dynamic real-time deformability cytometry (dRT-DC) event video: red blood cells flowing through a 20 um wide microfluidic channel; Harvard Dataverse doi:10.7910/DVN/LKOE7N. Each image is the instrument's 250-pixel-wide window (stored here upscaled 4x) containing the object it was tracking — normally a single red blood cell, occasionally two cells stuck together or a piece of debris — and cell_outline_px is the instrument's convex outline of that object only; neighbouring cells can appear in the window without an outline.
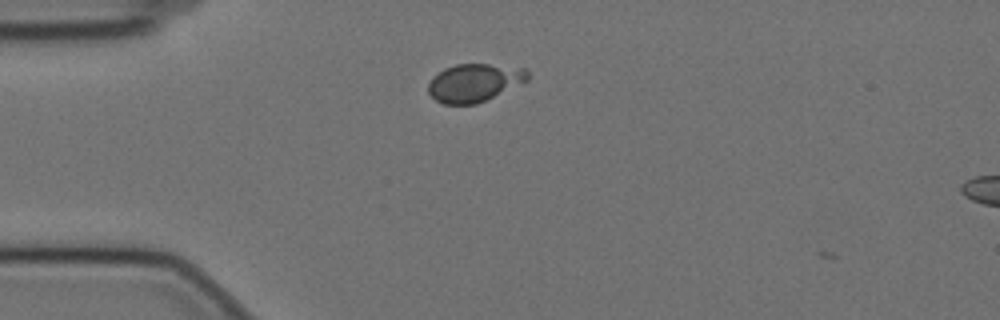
{"species": "Egyptian fruit bat (a non-hibernating species)", "species_latin": "Rousettus aegyptiacus", "temperature_condition": "cold", "stored_images_in_passage": 7, "camera_frame_rate_fps": 3000, "um_per_image_px": 0.085, "animal": {"sex": "female"}, "frame": {"image": 1, "passage_image": 6, "time_ms": 1.667, "image_size_px": [1000, 320], "cell_outline_px": [[528, 80], [476, 104], [444, 104], [436, 100], [428, 92], [428, 84], [432, 76], [444, 68], [456, 64], [488, 64], [524, 68], [528, 72]], "centroid_in_image_um": [40.27, 7.02], "position_along_channel_um": 44.7, "area_um2": 21.79}}